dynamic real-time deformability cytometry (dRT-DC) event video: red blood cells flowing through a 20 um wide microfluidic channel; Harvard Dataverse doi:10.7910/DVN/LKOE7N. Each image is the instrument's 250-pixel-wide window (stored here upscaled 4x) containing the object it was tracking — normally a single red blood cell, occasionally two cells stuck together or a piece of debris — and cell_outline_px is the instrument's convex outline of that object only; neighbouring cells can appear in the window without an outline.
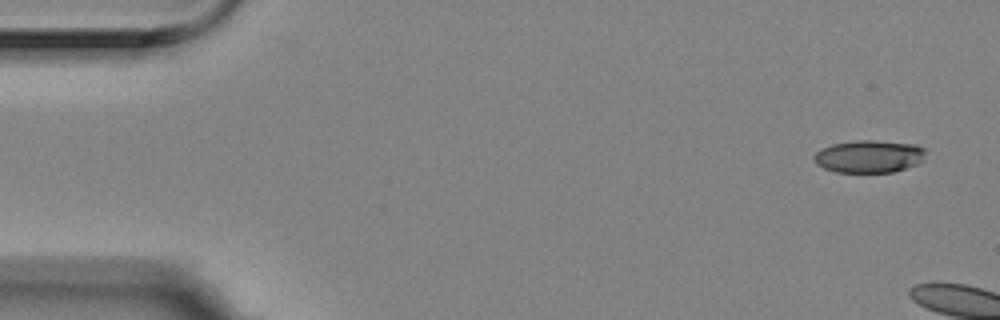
{"species": "Egyptian fruit bat (a non-hibernating species)", "species_latin": "Rousettus aegyptiacus", "temperature_condition": "room temperature", "stored_images_in_passage": 3, "camera_frame_rate_fps": 3000, "um_per_image_px": 0.085, "animal": {"sex": "female"}, "frame": {"image": 1, "passage_image": 1, "time_ms": 0.0, "image_size_px": [1000, 320], "cell_outline_px": [[924, 160], [916, 164], [892, 172], [836, 172], [824, 168], [816, 164], [812, 156], [816, 152], [832, 144], [856, 140], [876, 140], [916, 144], [924, 148]], "centroid_in_image_um": [73.86, 13.29], "position_along_channel_um": 11.1, "area_um2": 21.15}}